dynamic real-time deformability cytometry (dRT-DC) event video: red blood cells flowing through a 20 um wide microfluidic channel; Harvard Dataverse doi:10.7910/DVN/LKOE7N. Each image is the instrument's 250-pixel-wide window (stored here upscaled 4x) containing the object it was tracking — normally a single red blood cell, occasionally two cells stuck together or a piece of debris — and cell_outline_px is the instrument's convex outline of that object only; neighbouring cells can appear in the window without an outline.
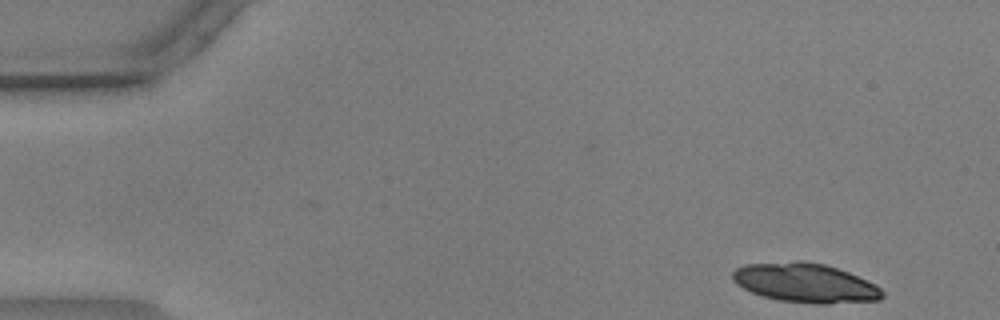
{"species": "common noctule bat (a hibernating species)", "species_latin": "Nyctalus noctula", "temperature_condition": "warm", "stored_images_in_passage": 15, "camera_frame_rate_fps": 3000, "um_per_image_px": 0.085, "animal": {"sex": "male", "body_mass_g": 17.9, "forearm_length_mm": 54.2}, "frame": {"image": 1, "passage_image": 1, "time_ms": 0.0, "image_size_px": [1000, 320], "cell_outline_px": [[884, 296], [880, 300], [828, 304], [816, 304], [780, 300], [764, 296], [752, 292], [736, 284], [732, 280], [732, 272], [736, 268], [744, 264], [796, 260], [800, 260], [824, 264], [848, 272], [876, 284], [884, 292]], "centroid_in_image_um": [68.45, 24.04], "position_along_channel_um": 16.5, "area_um2": 34.45}}